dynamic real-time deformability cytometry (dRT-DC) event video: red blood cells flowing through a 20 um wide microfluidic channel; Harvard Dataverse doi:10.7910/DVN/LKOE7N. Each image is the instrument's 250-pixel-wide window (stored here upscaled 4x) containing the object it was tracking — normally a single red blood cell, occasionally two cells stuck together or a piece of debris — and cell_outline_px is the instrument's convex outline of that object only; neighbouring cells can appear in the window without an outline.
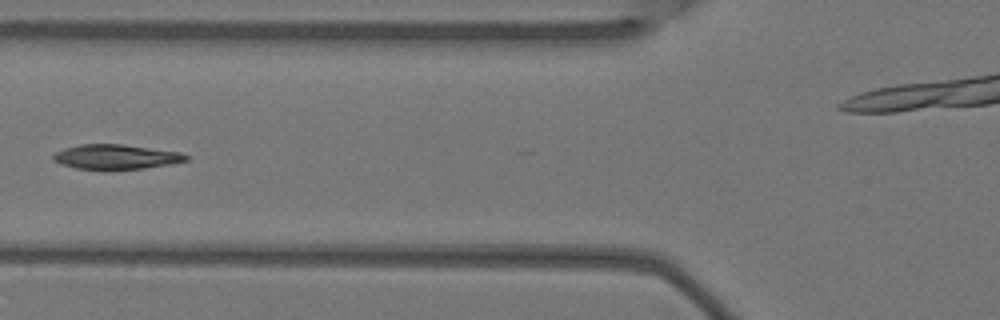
{"species": "Egyptian fruit bat (a non-hibernating species)", "species_latin": "Rousettus aegyptiacus", "temperature_condition": "warm", "stored_images_in_passage": 7, "camera_frame_rate_fps": 3000, "um_per_image_px": 0.085, "animal": {"sex": "female"}, "frame": {"image": 1, "passage_image": 4, "time_ms": 1.0, "image_size_px": [1000, 320], "cell_outline_px": [[188, 160], [168, 164], [144, 168], [104, 172], [76, 168], [52, 160], [52, 156], [56, 152], [64, 148], [80, 144], [120, 144], [180, 152], [188, 156]], "centroid_in_image_um": [9.81, 13.36], "position_along_channel_um": 116.0, "area_um2": 19.48}}
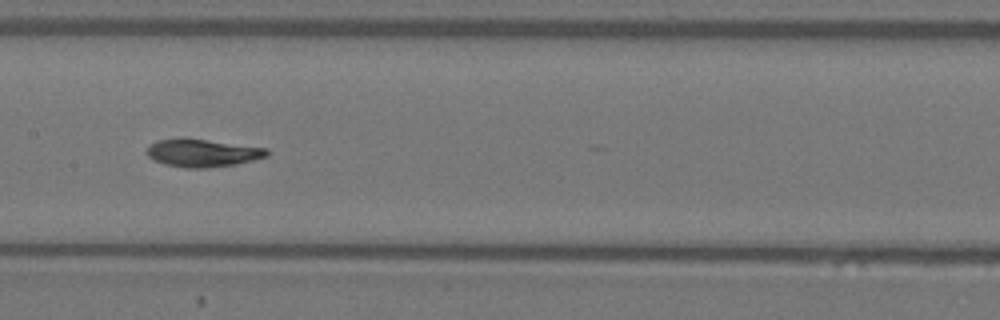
{"frame": {"image": 2, "passage_image": 6, "time_ms": 1.667, "image_size_px": [1000, 320], "cell_outline_px": [[268, 156], [236, 164], [204, 168], [184, 168], [164, 164], [152, 160], [144, 152], [156, 140], [204, 140], [268, 148]], "centroid_in_image_um": [17.2, 13.03], "position_along_channel_um": 190.2, "area_um2": 18.9}}
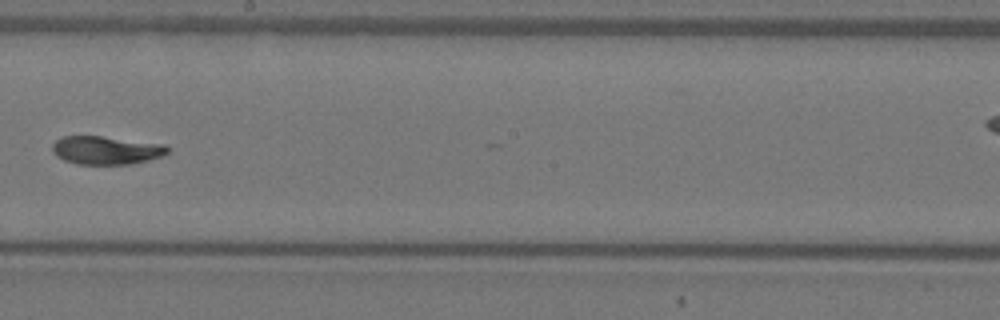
{"frame": {"image": 3, "passage_image": 7, "time_ms": 2.0, "image_size_px": [1000, 320], "cell_outline_px": [[168, 152], [164, 156], [148, 160], [128, 164], [76, 164], [64, 160], [56, 156], [52, 152], [52, 144], [60, 136], [100, 136], [164, 144], [168, 148]], "centroid_in_image_um": [8.99, 12.77], "position_along_channel_um": 239.2, "area_um2": 19.02}}